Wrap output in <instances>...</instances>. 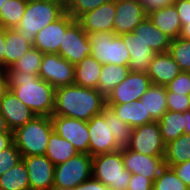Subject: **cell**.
Returning <instances> with one entry per match:
<instances>
[{"label":"cell","instance_id":"db71d44e","mask_svg":"<svg viewBox=\"0 0 190 190\" xmlns=\"http://www.w3.org/2000/svg\"><path fill=\"white\" fill-rule=\"evenodd\" d=\"M7 0H0V14H1V7Z\"/></svg>","mask_w":190,"mask_h":190},{"label":"cell","instance_id":"9a60e30c","mask_svg":"<svg viewBox=\"0 0 190 190\" xmlns=\"http://www.w3.org/2000/svg\"><path fill=\"white\" fill-rule=\"evenodd\" d=\"M74 21L75 19L65 12L58 20L45 26L36 34L33 47L39 49L43 54H58L65 30Z\"/></svg>","mask_w":190,"mask_h":190},{"label":"cell","instance_id":"4dcf8cb0","mask_svg":"<svg viewBox=\"0 0 190 190\" xmlns=\"http://www.w3.org/2000/svg\"><path fill=\"white\" fill-rule=\"evenodd\" d=\"M165 166L172 167L190 160V135L181 134L165 145Z\"/></svg>","mask_w":190,"mask_h":190},{"label":"cell","instance_id":"ee69618b","mask_svg":"<svg viewBox=\"0 0 190 190\" xmlns=\"http://www.w3.org/2000/svg\"><path fill=\"white\" fill-rule=\"evenodd\" d=\"M179 179L190 189V160L172 166Z\"/></svg>","mask_w":190,"mask_h":190},{"label":"cell","instance_id":"f5cc1de1","mask_svg":"<svg viewBox=\"0 0 190 190\" xmlns=\"http://www.w3.org/2000/svg\"><path fill=\"white\" fill-rule=\"evenodd\" d=\"M184 133L190 135V110L186 111V125Z\"/></svg>","mask_w":190,"mask_h":190},{"label":"cell","instance_id":"83f0119b","mask_svg":"<svg viewBox=\"0 0 190 190\" xmlns=\"http://www.w3.org/2000/svg\"><path fill=\"white\" fill-rule=\"evenodd\" d=\"M79 152L70 141L62 138L55 130L50 134L45 156L56 166L76 156Z\"/></svg>","mask_w":190,"mask_h":190},{"label":"cell","instance_id":"7402d4cb","mask_svg":"<svg viewBox=\"0 0 190 190\" xmlns=\"http://www.w3.org/2000/svg\"><path fill=\"white\" fill-rule=\"evenodd\" d=\"M147 16L171 40L179 37L182 24L174 4L150 10Z\"/></svg>","mask_w":190,"mask_h":190},{"label":"cell","instance_id":"ba28073f","mask_svg":"<svg viewBox=\"0 0 190 190\" xmlns=\"http://www.w3.org/2000/svg\"><path fill=\"white\" fill-rule=\"evenodd\" d=\"M128 148L146 156H164L165 144L158 121L134 128Z\"/></svg>","mask_w":190,"mask_h":190},{"label":"cell","instance_id":"f6af8a7d","mask_svg":"<svg viewBox=\"0 0 190 190\" xmlns=\"http://www.w3.org/2000/svg\"><path fill=\"white\" fill-rule=\"evenodd\" d=\"M72 190H110L106 185L91 177Z\"/></svg>","mask_w":190,"mask_h":190},{"label":"cell","instance_id":"74e56055","mask_svg":"<svg viewBox=\"0 0 190 190\" xmlns=\"http://www.w3.org/2000/svg\"><path fill=\"white\" fill-rule=\"evenodd\" d=\"M110 0H66V12L77 20L84 13L93 11Z\"/></svg>","mask_w":190,"mask_h":190},{"label":"cell","instance_id":"5b68a950","mask_svg":"<svg viewBox=\"0 0 190 190\" xmlns=\"http://www.w3.org/2000/svg\"><path fill=\"white\" fill-rule=\"evenodd\" d=\"M131 175L124 168L122 149L92 157V177L110 190H127Z\"/></svg>","mask_w":190,"mask_h":190},{"label":"cell","instance_id":"f35d334b","mask_svg":"<svg viewBox=\"0 0 190 190\" xmlns=\"http://www.w3.org/2000/svg\"><path fill=\"white\" fill-rule=\"evenodd\" d=\"M21 160L22 156L14 143L7 149L2 150L0 152V176Z\"/></svg>","mask_w":190,"mask_h":190},{"label":"cell","instance_id":"6da1fadb","mask_svg":"<svg viewBox=\"0 0 190 190\" xmlns=\"http://www.w3.org/2000/svg\"><path fill=\"white\" fill-rule=\"evenodd\" d=\"M6 83L7 89L36 116H52L55 106V88L42 80L39 74H25L8 67Z\"/></svg>","mask_w":190,"mask_h":190},{"label":"cell","instance_id":"ab89813d","mask_svg":"<svg viewBox=\"0 0 190 190\" xmlns=\"http://www.w3.org/2000/svg\"><path fill=\"white\" fill-rule=\"evenodd\" d=\"M166 103L168 111L184 113L190 110V95L166 91Z\"/></svg>","mask_w":190,"mask_h":190},{"label":"cell","instance_id":"8fae6325","mask_svg":"<svg viewBox=\"0 0 190 190\" xmlns=\"http://www.w3.org/2000/svg\"><path fill=\"white\" fill-rule=\"evenodd\" d=\"M150 77L141 72H132L106 97V104L133 103L140 100L151 85Z\"/></svg>","mask_w":190,"mask_h":190},{"label":"cell","instance_id":"d4e9b609","mask_svg":"<svg viewBox=\"0 0 190 190\" xmlns=\"http://www.w3.org/2000/svg\"><path fill=\"white\" fill-rule=\"evenodd\" d=\"M102 66L92 55L85 57L80 63L75 65L74 84L98 90Z\"/></svg>","mask_w":190,"mask_h":190},{"label":"cell","instance_id":"836d02e7","mask_svg":"<svg viewBox=\"0 0 190 190\" xmlns=\"http://www.w3.org/2000/svg\"><path fill=\"white\" fill-rule=\"evenodd\" d=\"M27 0H7L1 7L0 25L6 29L16 28L25 12Z\"/></svg>","mask_w":190,"mask_h":190},{"label":"cell","instance_id":"f907efd6","mask_svg":"<svg viewBox=\"0 0 190 190\" xmlns=\"http://www.w3.org/2000/svg\"><path fill=\"white\" fill-rule=\"evenodd\" d=\"M7 89L6 70L0 68V96Z\"/></svg>","mask_w":190,"mask_h":190},{"label":"cell","instance_id":"8d00e7d4","mask_svg":"<svg viewBox=\"0 0 190 190\" xmlns=\"http://www.w3.org/2000/svg\"><path fill=\"white\" fill-rule=\"evenodd\" d=\"M153 190H190L172 167L165 166L153 183Z\"/></svg>","mask_w":190,"mask_h":190},{"label":"cell","instance_id":"d590c367","mask_svg":"<svg viewBox=\"0 0 190 190\" xmlns=\"http://www.w3.org/2000/svg\"><path fill=\"white\" fill-rule=\"evenodd\" d=\"M168 52L182 72H190V40L180 37L172 40Z\"/></svg>","mask_w":190,"mask_h":190},{"label":"cell","instance_id":"e575fe53","mask_svg":"<svg viewBox=\"0 0 190 190\" xmlns=\"http://www.w3.org/2000/svg\"><path fill=\"white\" fill-rule=\"evenodd\" d=\"M43 53L34 47L21 56L11 68L25 74H39Z\"/></svg>","mask_w":190,"mask_h":190},{"label":"cell","instance_id":"9c48e42d","mask_svg":"<svg viewBox=\"0 0 190 190\" xmlns=\"http://www.w3.org/2000/svg\"><path fill=\"white\" fill-rule=\"evenodd\" d=\"M75 65L59 54H43L39 77L55 89L74 84Z\"/></svg>","mask_w":190,"mask_h":190},{"label":"cell","instance_id":"8992f818","mask_svg":"<svg viewBox=\"0 0 190 190\" xmlns=\"http://www.w3.org/2000/svg\"><path fill=\"white\" fill-rule=\"evenodd\" d=\"M91 55L102 65L118 64L129 66L130 55L122 38L113 32L88 33Z\"/></svg>","mask_w":190,"mask_h":190},{"label":"cell","instance_id":"b9f144b4","mask_svg":"<svg viewBox=\"0 0 190 190\" xmlns=\"http://www.w3.org/2000/svg\"><path fill=\"white\" fill-rule=\"evenodd\" d=\"M153 181L140 174H132L127 190H152Z\"/></svg>","mask_w":190,"mask_h":190},{"label":"cell","instance_id":"cb8c5ba5","mask_svg":"<svg viewBox=\"0 0 190 190\" xmlns=\"http://www.w3.org/2000/svg\"><path fill=\"white\" fill-rule=\"evenodd\" d=\"M106 107L133 129L154 121L150 114H146V110L141 100L134 101L133 103L106 104Z\"/></svg>","mask_w":190,"mask_h":190},{"label":"cell","instance_id":"816d5d0a","mask_svg":"<svg viewBox=\"0 0 190 190\" xmlns=\"http://www.w3.org/2000/svg\"><path fill=\"white\" fill-rule=\"evenodd\" d=\"M3 132H12V131L8 129L5 118L0 113V133H3Z\"/></svg>","mask_w":190,"mask_h":190},{"label":"cell","instance_id":"f546056e","mask_svg":"<svg viewBox=\"0 0 190 190\" xmlns=\"http://www.w3.org/2000/svg\"><path fill=\"white\" fill-rule=\"evenodd\" d=\"M164 144L175 140L185 131L186 112L167 111L158 121Z\"/></svg>","mask_w":190,"mask_h":190},{"label":"cell","instance_id":"7bdbcfd3","mask_svg":"<svg viewBox=\"0 0 190 190\" xmlns=\"http://www.w3.org/2000/svg\"><path fill=\"white\" fill-rule=\"evenodd\" d=\"M182 25L190 21V0H175L173 2Z\"/></svg>","mask_w":190,"mask_h":190},{"label":"cell","instance_id":"484cf974","mask_svg":"<svg viewBox=\"0 0 190 190\" xmlns=\"http://www.w3.org/2000/svg\"><path fill=\"white\" fill-rule=\"evenodd\" d=\"M140 100L146 110V114H150L154 121H159L168 111L165 86L151 84Z\"/></svg>","mask_w":190,"mask_h":190},{"label":"cell","instance_id":"60d3db41","mask_svg":"<svg viewBox=\"0 0 190 190\" xmlns=\"http://www.w3.org/2000/svg\"><path fill=\"white\" fill-rule=\"evenodd\" d=\"M166 87V91L190 95V72H180Z\"/></svg>","mask_w":190,"mask_h":190},{"label":"cell","instance_id":"30bf717a","mask_svg":"<svg viewBox=\"0 0 190 190\" xmlns=\"http://www.w3.org/2000/svg\"><path fill=\"white\" fill-rule=\"evenodd\" d=\"M91 49L88 34L75 20L65 30L58 54L71 64L77 65L85 57L91 55Z\"/></svg>","mask_w":190,"mask_h":190},{"label":"cell","instance_id":"4316f807","mask_svg":"<svg viewBox=\"0 0 190 190\" xmlns=\"http://www.w3.org/2000/svg\"><path fill=\"white\" fill-rule=\"evenodd\" d=\"M33 45L27 42L16 28L6 29L4 49V69L11 67L21 56L29 51Z\"/></svg>","mask_w":190,"mask_h":190},{"label":"cell","instance_id":"d6a6232c","mask_svg":"<svg viewBox=\"0 0 190 190\" xmlns=\"http://www.w3.org/2000/svg\"><path fill=\"white\" fill-rule=\"evenodd\" d=\"M102 114L106 118V124H110V132L115 138L116 146L120 150L127 148L130 144L133 128L124 121L120 120L118 116L108 107L104 109Z\"/></svg>","mask_w":190,"mask_h":190},{"label":"cell","instance_id":"7c38bea8","mask_svg":"<svg viewBox=\"0 0 190 190\" xmlns=\"http://www.w3.org/2000/svg\"><path fill=\"white\" fill-rule=\"evenodd\" d=\"M54 130L70 141L79 153L89 154V131L87 121L65 116H51Z\"/></svg>","mask_w":190,"mask_h":190},{"label":"cell","instance_id":"7dc6e473","mask_svg":"<svg viewBox=\"0 0 190 190\" xmlns=\"http://www.w3.org/2000/svg\"><path fill=\"white\" fill-rule=\"evenodd\" d=\"M13 143V132L0 133V152L10 147Z\"/></svg>","mask_w":190,"mask_h":190},{"label":"cell","instance_id":"bcb514c9","mask_svg":"<svg viewBox=\"0 0 190 190\" xmlns=\"http://www.w3.org/2000/svg\"><path fill=\"white\" fill-rule=\"evenodd\" d=\"M175 0H141L144 4L145 11L149 12L155 8L164 7L170 4H173Z\"/></svg>","mask_w":190,"mask_h":190},{"label":"cell","instance_id":"1f68e13d","mask_svg":"<svg viewBox=\"0 0 190 190\" xmlns=\"http://www.w3.org/2000/svg\"><path fill=\"white\" fill-rule=\"evenodd\" d=\"M0 190H30L28 171L23 160L0 176Z\"/></svg>","mask_w":190,"mask_h":190},{"label":"cell","instance_id":"5bb4252c","mask_svg":"<svg viewBox=\"0 0 190 190\" xmlns=\"http://www.w3.org/2000/svg\"><path fill=\"white\" fill-rule=\"evenodd\" d=\"M89 155L96 156L120 150L116 146L115 138L110 132V124L101 113L93 116L88 122Z\"/></svg>","mask_w":190,"mask_h":190},{"label":"cell","instance_id":"ffe728a7","mask_svg":"<svg viewBox=\"0 0 190 190\" xmlns=\"http://www.w3.org/2000/svg\"><path fill=\"white\" fill-rule=\"evenodd\" d=\"M130 55L129 69L132 72H141L147 74L149 66L154 56V51L147 46L133 32L119 35Z\"/></svg>","mask_w":190,"mask_h":190},{"label":"cell","instance_id":"c3c4849f","mask_svg":"<svg viewBox=\"0 0 190 190\" xmlns=\"http://www.w3.org/2000/svg\"><path fill=\"white\" fill-rule=\"evenodd\" d=\"M6 40V28L0 25V68L4 69V49Z\"/></svg>","mask_w":190,"mask_h":190},{"label":"cell","instance_id":"7a4b0ae2","mask_svg":"<svg viewBox=\"0 0 190 190\" xmlns=\"http://www.w3.org/2000/svg\"><path fill=\"white\" fill-rule=\"evenodd\" d=\"M105 108L106 98L99 90L71 84L55 89L52 116H65L88 122Z\"/></svg>","mask_w":190,"mask_h":190},{"label":"cell","instance_id":"3957f363","mask_svg":"<svg viewBox=\"0 0 190 190\" xmlns=\"http://www.w3.org/2000/svg\"><path fill=\"white\" fill-rule=\"evenodd\" d=\"M66 12L64 0H27L25 12L16 29L32 45L36 34Z\"/></svg>","mask_w":190,"mask_h":190},{"label":"cell","instance_id":"603a6c76","mask_svg":"<svg viewBox=\"0 0 190 190\" xmlns=\"http://www.w3.org/2000/svg\"><path fill=\"white\" fill-rule=\"evenodd\" d=\"M133 34L138 36L154 53L169 51L172 40L158 29L148 16L135 27Z\"/></svg>","mask_w":190,"mask_h":190},{"label":"cell","instance_id":"681fc988","mask_svg":"<svg viewBox=\"0 0 190 190\" xmlns=\"http://www.w3.org/2000/svg\"><path fill=\"white\" fill-rule=\"evenodd\" d=\"M179 37L190 40V21H186V24L182 25Z\"/></svg>","mask_w":190,"mask_h":190},{"label":"cell","instance_id":"277c9868","mask_svg":"<svg viewBox=\"0 0 190 190\" xmlns=\"http://www.w3.org/2000/svg\"><path fill=\"white\" fill-rule=\"evenodd\" d=\"M53 130L51 117L35 115L13 132V141L22 157L45 155Z\"/></svg>","mask_w":190,"mask_h":190},{"label":"cell","instance_id":"e0dca14e","mask_svg":"<svg viewBox=\"0 0 190 190\" xmlns=\"http://www.w3.org/2000/svg\"><path fill=\"white\" fill-rule=\"evenodd\" d=\"M124 168L131 174H140L153 182L165 167L164 156H146L130 150L122 149Z\"/></svg>","mask_w":190,"mask_h":190},{"label":"cell","instance_id":"ac0fdd59","mask_svg":"<svg viewBox=\"0 0 190 190\" xmlns=\"http://www.w3.org/2000/svg\"><path fill=\"white\" fill-rule=\"evenodd\" d=\"M116 0H110L93 11L84 13L76 21L88 34L91 32H113Z\"/></svg>","mask_w":190,"mask_h":190},{"label":"cell","instance_id":"d6986e66","mask_svg":"<svg viewBox=\"0 0 190 190\" xmlns=\"http://www.w3.org/2000/svg\"><path fill=\"white\" fill-rule=\"evenodd\" d=\"M0 113L5 118L8 129L12 132L22 125H25L35 116V114L8 89L0 96Z\"/></svg>","mask_w":190,"mask_h":190},{"label":"cell","instance_id":"44dd1931","mask_svg":"<svg viewBox=\"0 0 190 190\" xmlns=\"http://www.w3.org/2000/svg\"><path fill=\"white\" fill-rule=\"evenodd\" d=\"M180 72L170 53L164 52L154 54L147 75L152 84L167 86Z\"/></svg>","mask_w":190,"mask_h":190},{"label":"cell","instance_id":"52a82bcc","mask_svg":"<svg viewBox=\"0 0 190 190\" xmlns=\"http://www.w3.org/2000/svg\"><path fill=\"white\" fill-rule=\"evenodd\" d=\"M92 177V156L78 153L55 166L53 189L72 190Z\"/></svg>","mask_w":190,"mask_h":190},{"label":"cell","instance_id":"2e32d148","mask_svg":"<svg viewBox=\"0 0 190 190\" xmlns=\"http://www.w3.org/2000/svg\"><path fill=\"white\" fill-rule=\"evenodd\" d=\"M28 171L30 190H52L55 165L45 155L22 157Z\"/></svg>","mask_w":190,"mask_h":190},{"label":"cell","instance_id":"f1b7e54d","mask_svg":"<svg viewBox=\"0 0 190 190\" xmlns=\"http://www.w3.org/2000/svg\"><path fill=\"white\" fill-rule=\"evenodd\" d=\"M130 73L128 66L104 64L98 81V90L106 98L109 93L119 85Z\"/></svg>","mask_w":190,"mask_h":190},{"label":"cell","instance_id":"4fadbf2b","mask_svg":"<svg viewBox=\"0 0 190 190\" xmlns=\"http://www.w3.org/2000/svg\"><path fill=\"white\" fill-rule=\"evenodd\" d=\"M146 16L147 12L141 0H116L113 33L122 35L133 32Z\"/></svg>","mask_w":190,"mask_h":190}]
</instances>
